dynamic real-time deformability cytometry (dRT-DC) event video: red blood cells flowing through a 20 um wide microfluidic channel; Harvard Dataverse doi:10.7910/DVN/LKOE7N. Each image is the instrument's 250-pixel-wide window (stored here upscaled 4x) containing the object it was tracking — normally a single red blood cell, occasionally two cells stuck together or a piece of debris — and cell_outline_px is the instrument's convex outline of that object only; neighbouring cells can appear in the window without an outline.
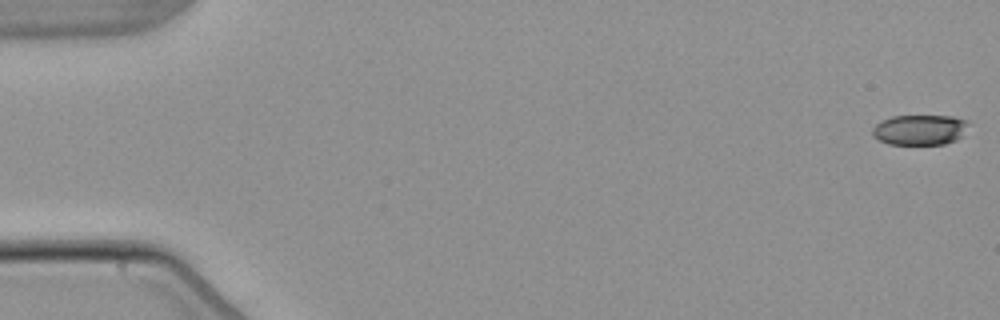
{"species": "common noctule bat (a hibernating species)", "species_latin": "Nyctalus noctula", "temperature_condition": "warm", "stored_images_in_passage": 5, "camera_frame_rate_fps": 3000, "um_per_image_px": 0.085, "animal": {"sex": "male", "body_mass_g": 21.5, "forearm_length_mm": 52.0}, "frame": {"image": 1, "passage_image": 1, "time_ms": 0.0, "image_size_px": [1000, 320], "cell_outline_px": [[972, 124], [956, 140], [944, 144], [888, 144], [872, 136], [872, 128], [880, 120], [892, 116], [952, 116], [968, 120]], "centroid_in_image_um": [78.2, 11.02], "position_along_channel_um": 6.8, "area_um2": 17.17}}